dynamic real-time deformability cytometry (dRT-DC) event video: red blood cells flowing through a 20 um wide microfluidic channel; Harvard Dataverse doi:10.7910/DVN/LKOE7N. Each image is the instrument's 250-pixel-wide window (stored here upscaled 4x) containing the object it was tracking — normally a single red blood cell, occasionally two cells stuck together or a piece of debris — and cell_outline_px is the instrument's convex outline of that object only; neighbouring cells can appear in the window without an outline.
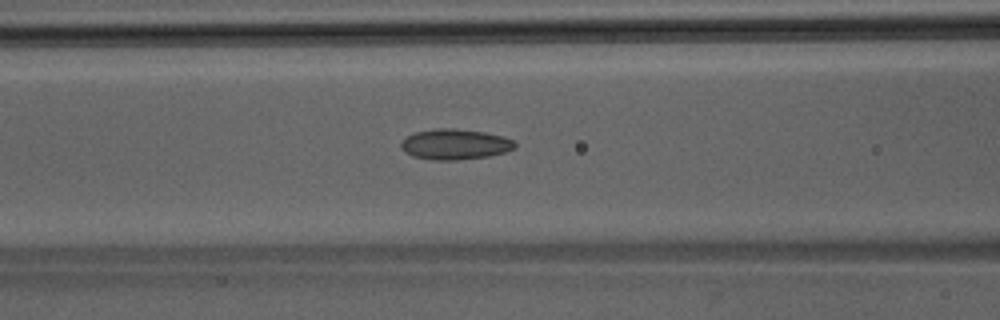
{"species": "Egyptian fruit bat (a non-hibernating species)", "species_latin": "Rousettus aegyptiacus", "temperature_condition": "room temperature", "stored_images_in_passage": 45, "camera_frame_rate_fps": 3000, "um_per_image_px": 0.085, "animal": {"sex": "male"}, "frame": {"image": 1, "passage_image": 18, "time_ms": 5.667, "image_size_px": [1000, 320], "cell_outline_px": [[516, 148], [504, 152], [488, 156], [456, 160], [432, 160], [412, 156], [404, 152], [400, 148], [400, 144], [408, 136], [416, 132], [436, 128], [456, 128], [484, 132], [516, 140]], "centroid_in_image_um": [38.67, 12.26], "position_along_channel_um": 127.9, "area_um2": 20.29}}
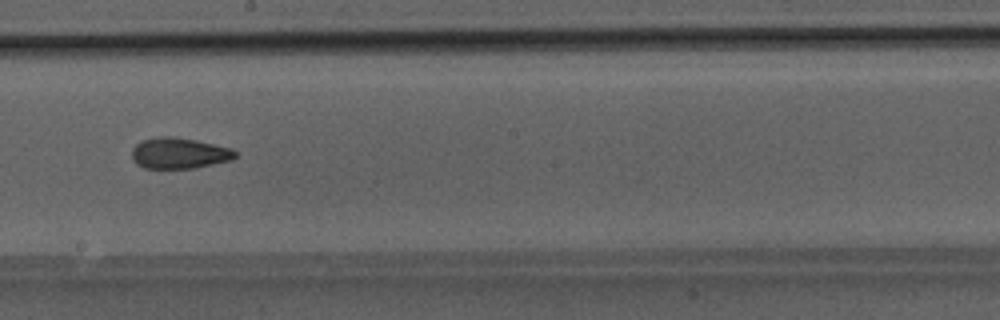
{"frame": {"image": 2, "passage_image": 25, "time_ms": 8.0, "image_size_px": [1000, 320], "cell_outline_px": [[236, 156], [232, 160], [196, 168], [144, 168], [136, 164], [132, 160], [132, 148], [136, 144], [144, 140], [160, 136], [172, 136], [196, 140], [232, 148], [236, 152]], "centroid_in_image_um": [15.23, 13.02], "position_along_channel_um": 233.0, "area_um2": 18.73}}
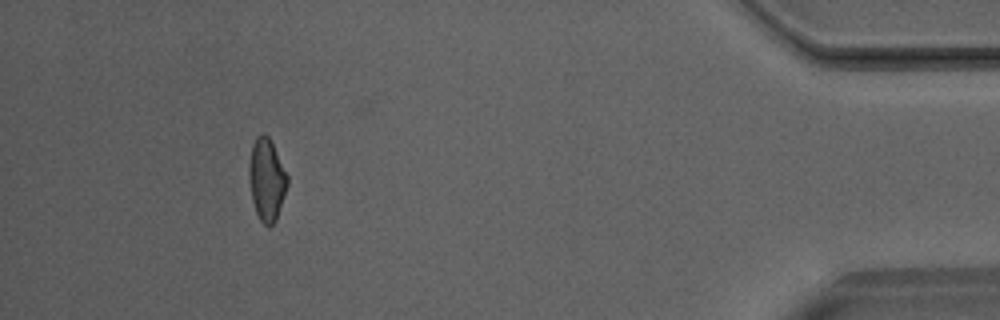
{"frame": {"image": 3, "passage_image": 41, "time_ms": 13.333, "image_size_px": [1000, 320], "cell_outline_px": [[288, 184], [276, 220], [268, 228], [260, 220], [256, 212], [252, 200], [248, 176], [248, 164], [252, 144], [256, 136], [264, 132], [268, 136], [288, 176]], "centroid_in_image_um": [22.64, 15.26], "position_along_channel_um": 412.6, "area_um2": 18.38}}